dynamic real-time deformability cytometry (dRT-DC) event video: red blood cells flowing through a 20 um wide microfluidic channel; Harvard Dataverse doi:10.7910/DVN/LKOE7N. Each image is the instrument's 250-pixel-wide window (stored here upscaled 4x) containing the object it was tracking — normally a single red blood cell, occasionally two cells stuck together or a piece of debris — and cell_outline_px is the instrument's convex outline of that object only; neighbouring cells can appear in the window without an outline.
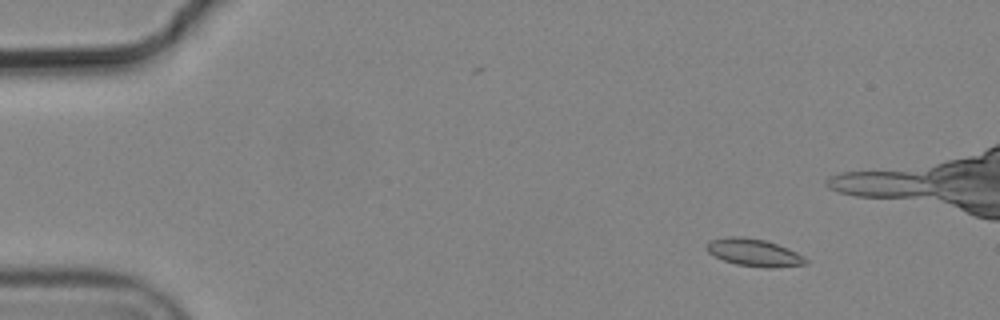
{"species": "common noctule bat (a hibernating species)", "species_latin": "Nyctalus noctula", "temperature_condition": "cold", "stored_images_in_passage": 7, "camera_frame_rate_fps": 3000, "um_per_image_px": 0.085, "animal": {"sex": "male", "body_mass_g": 19.2, "forearm_length_mm": 51.8}, "frame": {"image": 1, "passage_image": 2, "time_ms": 0.333, "image_size_px": [1000, 320], "cell_outline_px": [[808, 264], [772, 268], [764, 268], [736, 264], [724, 260], [708, 252], [704, 248], [708, 240], [728, 236], [744, 236], [764, 240], [788, 248], [804, 256], [808, 260]], "centroid_in_image_um": [64.08, 21.46], "position_along_channel_um": 20.9, "area_um2": 16.01}}
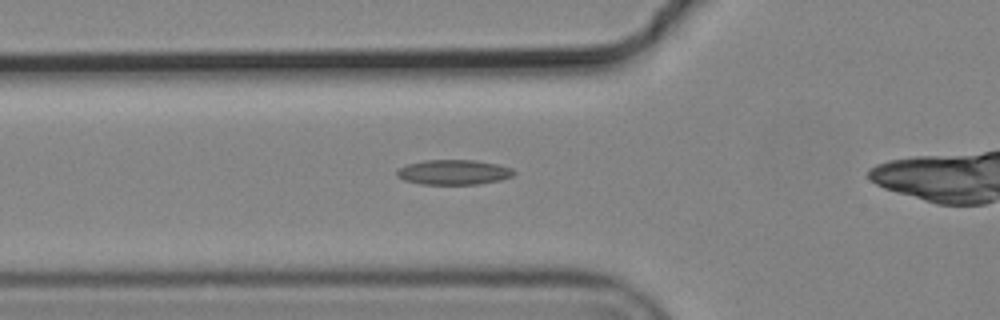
{"frame": {"image": 2, "passage_image": 7, "time_ms": 2.0, "image_size_px": [1000, 320], "cell_outline_px": [[516, 172], [512, 176], [500, 180], [476, 184], [420, 184], [404, 180], [396, 176], [396, 172], [400, 168], [408, 164], [424, 160], [476, 160], [496, 164], [512, 168]], "centroid_in_image_um": [38.56, 14.63], "position_along_channel_um": 87.2, "area_um2": 16.94}}